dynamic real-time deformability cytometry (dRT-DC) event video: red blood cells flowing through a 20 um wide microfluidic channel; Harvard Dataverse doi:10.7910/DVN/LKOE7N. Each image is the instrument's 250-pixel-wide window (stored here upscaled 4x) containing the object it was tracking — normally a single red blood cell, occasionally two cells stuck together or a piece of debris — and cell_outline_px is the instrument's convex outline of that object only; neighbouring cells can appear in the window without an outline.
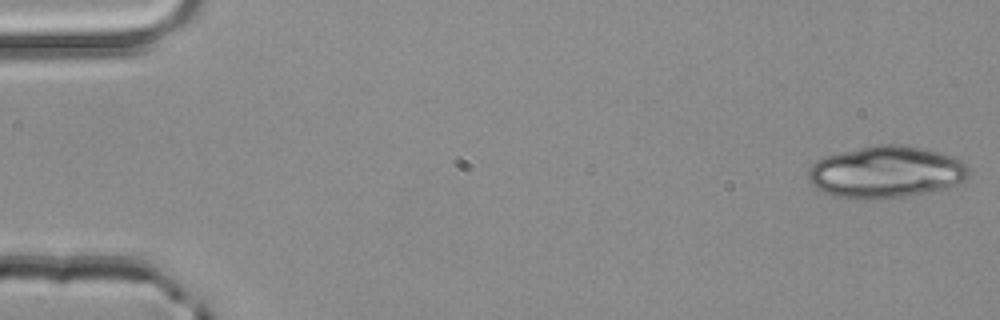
{"species": "common noctule bat (a hibernating species)", "species_latin": "Nyctalus noctula", "temperature_condition": "room temperature", "stored_images_in_passage": 9, "camera_frame_rate_fps": 3000, "um_per_image_px": 0.085, "animal": {"sex": "male", "body_mass_g": 20.4}, "frame": {"image": 1, "passage_image": 1, "time_ms": 0.0, "image_size_px": [1000, 320], "cell_outline_px": [[972, 172], [964, 180], [956, 184], [944, 188], [904, 196], [872, 200], [832, 196], [816, 188], [808, 180], [808, 172], [812, 164], [816, 160], [824, 156], [876, 144], [900, 144], [920, 148], [952, 156], [960, 160]], "centroid_in_image_um": [75.27, 14.62], "position_along_channel_um": 9.7, "area_um2": 48.38}}